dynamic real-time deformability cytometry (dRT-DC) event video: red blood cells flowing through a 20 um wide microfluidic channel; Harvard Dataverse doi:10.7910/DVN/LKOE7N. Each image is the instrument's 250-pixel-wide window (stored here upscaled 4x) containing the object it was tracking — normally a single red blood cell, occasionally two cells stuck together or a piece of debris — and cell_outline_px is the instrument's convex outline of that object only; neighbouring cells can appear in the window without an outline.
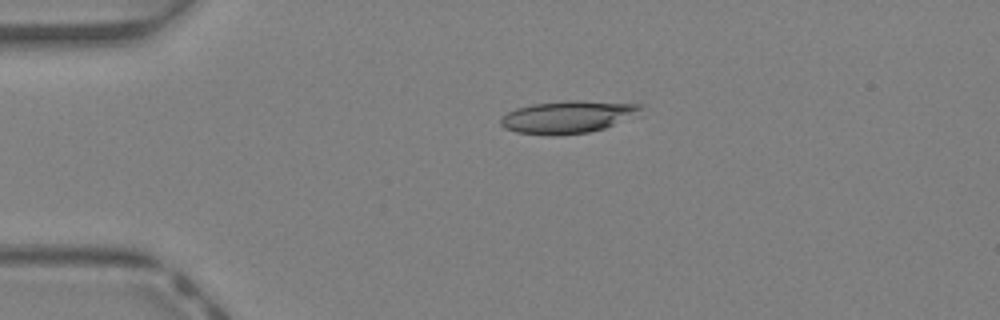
{"species": "Egyptian fruit bat (a non-hibernating species)", "species_latin": "Rousettus aegyptiacus", "temperature_condition": "warm", "stored_images_in_passage": 34, "camera_frame_rate_fps": 3000, "um_per_image_px": 0.085, "animal": {"sex": "female"}, "frame": {"image": 1, "passage_image": 1, "time_ms": 0.0, "image_size_px": [1000, 320], "cell_outline_px": [[644, 116], [604, 128], [588, 132], [556, 136], [552, 136], [516, 132], [504, 128], [500, 124], [500, 120], [508, 112], [516, 108], [536, 104], [568, 100], [580, 100], [644, 104]], "centroid_in_image_um": [48.43, 9.94], "position_along_channel_um": 36.6, "area_um2": 27.17}}
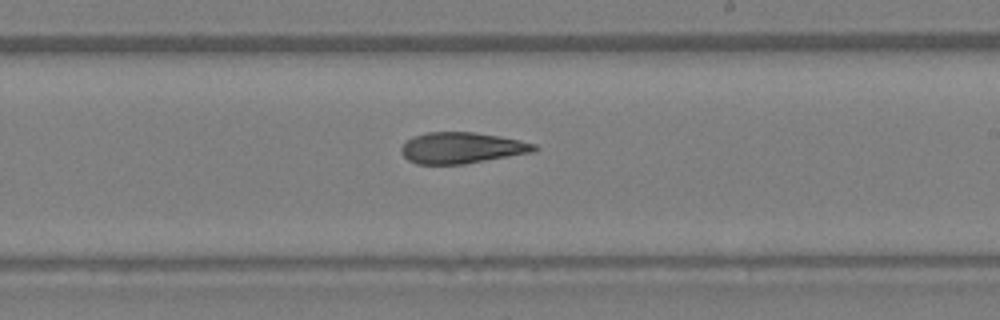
{"frame": {"image": 2, "passage_image": 17, "time_ms": 5.333, "image_size_px": [1000, 320], "cell_outline_px": [[540, 148], [536, 152], [464, 164], [416, 164], [408, 160], [400, 152], [400, 148], [412, 136], [428, 132], [472, 132], [496, 136], [536, 144]], "centroid_in_image_um": [39.24, 12.58], "position_along_channel_um": 249.8, "area_um2": 24.1}}
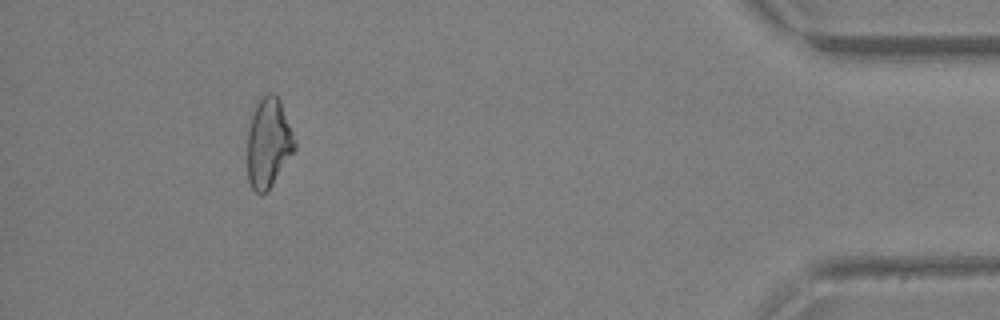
{"frame": {"image": 3, "passage_image": 31, "time_ms": 10.0, "image_size_px": [1000, 320], "cell_outline_px": [[296, 148], [268, 192], [260, 196], [252, 188], [248, 180], [248, 128], [252, 112], [260, 96], [268, 92], [272, 92], [280, 100], [296, 140]], "centroid_in_image_um": [22.82, 12.15], "position_along_channel_um": 412.4, "area_um2": 25.03}, "authors_computed_cell_mechanics": {"area_um2": 25.1719, "velocity_mm_per_s": 4.7873, "shape_relaxation_time_tau1_ms": null, "shape_relaxation_time_tau2_ms": 5.4982, "deformation_change_tau1": null, "deformation_change_tau2": 0.183}}